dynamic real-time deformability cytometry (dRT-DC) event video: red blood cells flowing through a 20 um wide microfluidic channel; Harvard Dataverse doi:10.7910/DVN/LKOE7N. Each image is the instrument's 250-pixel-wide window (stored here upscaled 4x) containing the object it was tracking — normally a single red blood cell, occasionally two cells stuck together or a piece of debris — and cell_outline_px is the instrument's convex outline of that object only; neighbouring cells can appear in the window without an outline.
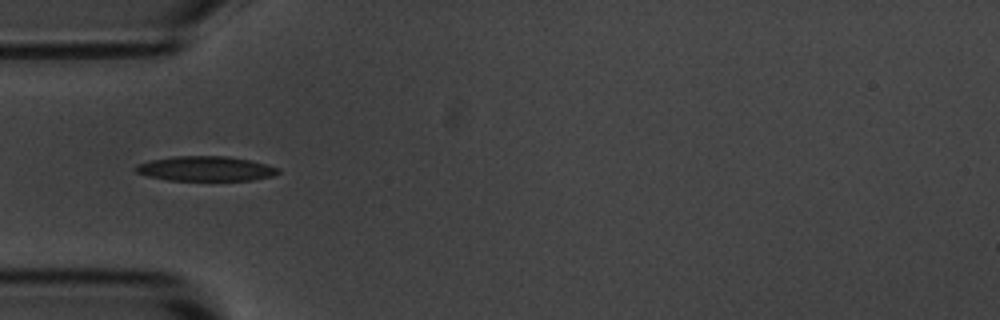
{"species": "common noctule bat (a hibernating species)", "species_latin": "Nyctalus noctula", "temperature_condition": "room temperature", "stored_images_in_passage": 39, "camera_frame_rate_fps": 3000, "um_per_image_px": 0.085, "animal": {"sex": "male", "body_mass_g": 20.1, "forearm_length_mm": 53.5}, "frame": {"image": 1, "passage_image": 1, "time_ms": 0.0, "image_size_px": [1000, 320], "cell_outline_px": [[280, 172], [272, 176], [252, 180], [168, 180], [148, 176], [136, 172], [132, 168], [136, 164], [152, 160], [172, 156], [228, 156], [268, 164], [280, 168]], "centroid_in_image_um": [17.47, 14.33], "position_along_channel_um": 67.5, "area_um2": 20.63}}
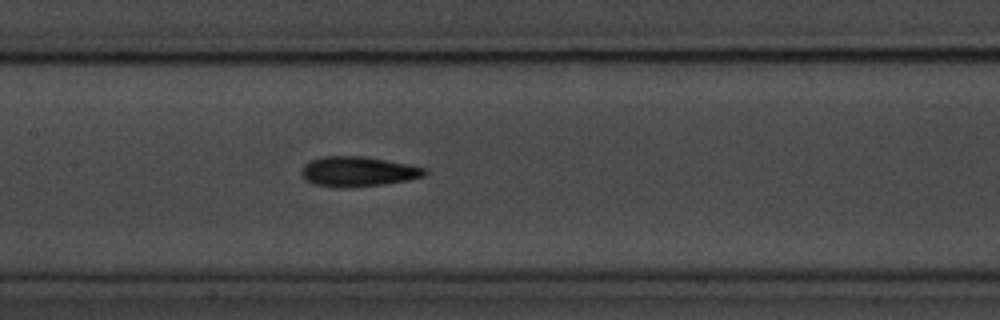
{"frame": {"image": 2, "passage_image": 10, "time_ms": 3.0, "image_size_px": [1000, 320], "cell_outline_px": [[428, 172], [424, 176], [408, 180], [384, 184], [352, 188], [336, 188], [312, 184], [304, 180], [300, 176], [300, 168], [304, 164], [320, 156], [364, 156], [412, 164], [428, 168]], "centroid_in_image_um": [30.41, 14.59], "position_along_channel_um": 177.0, "area_um2": 22.25}}
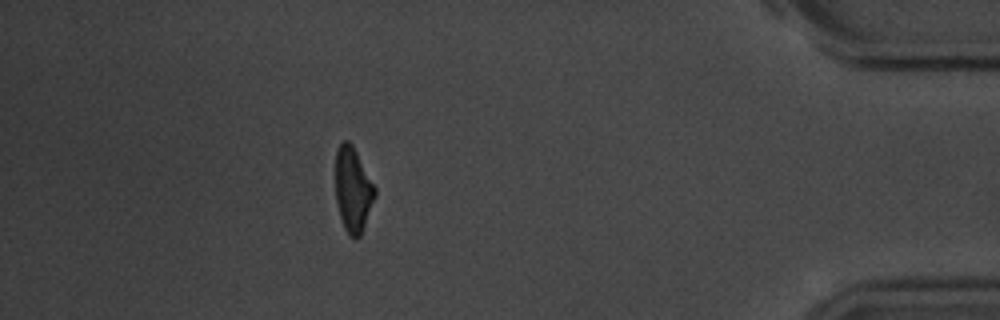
{"frame": {"image": 3, "passage_image": 33, "time_ms": 10.667, "image_size_px": [1000, 320], "cell_outline_px": [[376, 196], [360, 236], [356, 240], [344, 228], [340, 216], [336, 200], [336, 152], [340, 144], [344, 140], [348, 140], [352, 144], [376, 188]], "centroid_in_image_um": [30.01, 16.12], "position_along_channel_um": 405.2, "area_um2": 19.25}, "authors_computed_cell_mechanics": {"area_um2": 20.4034, "velocity_mm_per_s": 3.6234, "shape_relaxation_time_tau1_ms": 2.973, "shape_relaxation_time_tau2_ms": 2.9913, "deformation_change_tau1": 0.1337, "deformation_change_tau2": 0.1121}}